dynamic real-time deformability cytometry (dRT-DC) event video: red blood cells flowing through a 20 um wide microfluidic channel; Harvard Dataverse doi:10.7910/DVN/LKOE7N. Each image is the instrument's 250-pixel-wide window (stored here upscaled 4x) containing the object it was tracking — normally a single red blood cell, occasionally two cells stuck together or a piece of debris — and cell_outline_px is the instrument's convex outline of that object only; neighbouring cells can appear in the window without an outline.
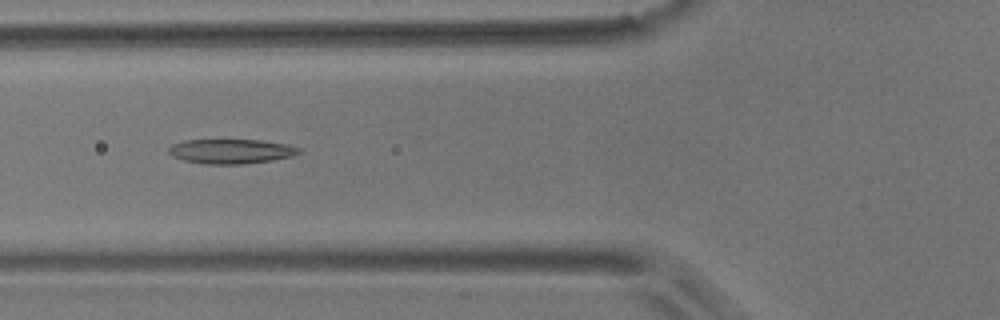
{"species": "common noctule bat (a hibernating species)", "species_latin": "Nyctalus noctula", "temperature_condition": "room temperature", "stored_images_in_passage": 6, "camera_frame_rate_fps": 3000, "um_per_image_px": 0.085, "animal": {"sex": "male", "body_mass_g": 17.9}, "frame": {"image": 1, "passage_image": 4, "time_ms": 1.0, "image_size_px": [1000, 320], "cell_outline_px": [[304, 152], [292, 156], [272, 160], [240, 164], [204, 164], [184, 160], [172, 156], [168, 152], [168, 148], [172, 144], [184, 140], [260, 140], [288, 144], [300, 148]], "centroid_in_image_um": [19.66, 12.86], "position_along_channel_um": 106.1, "area_um2": 18.73}}
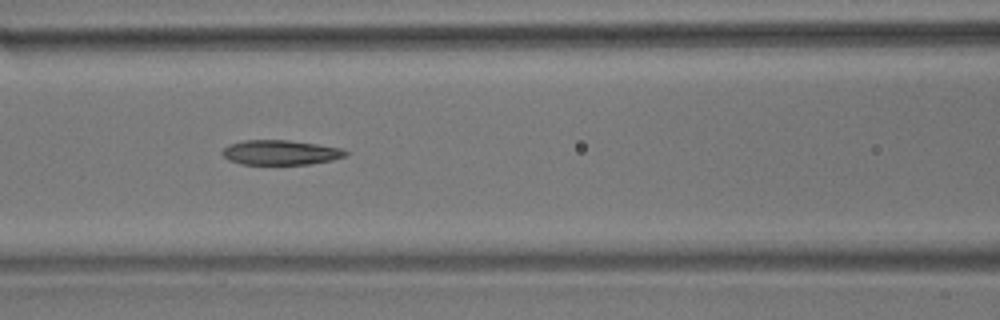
{"frame": {"image": 2, "passage_image": 5, "time_ms": 1.333, "image_size_px": [1000, 320], "cell_outline_px": [[348, 152], [344, 156], [332, 160], [312, 164], [240, 164], [228, 160], [220, 152], [228, 144], [244, 140], [288, 140], [344, 148]], "centroid_in_image_um": [23.82, 12.96], "position_along_channel_um": 142.8, "area_um2": 17.86}}
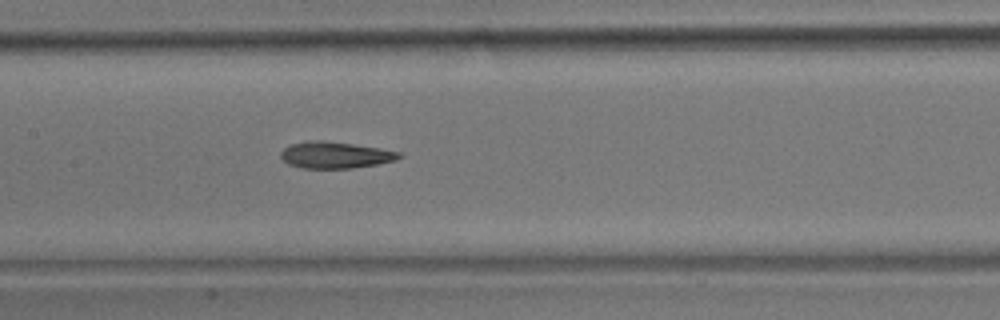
{"frame": {"image": 3, "passage_image": 6, "time_ms": 1.667, "image_size_px": [1000, 320], "cell_outline_px": [[404, 156], [396, 160], [376, 164], [352, 168], [304, 168], [288, 164], [280, 156], [280, 152], [284, 148], [292, 144], [312, 140], [324, 140], [380, 148], [404, 152]], "centroid_in_image_um": [28.54, 13.17], "position_along_channel_um": 178.9, "area_um2": 18.32}}